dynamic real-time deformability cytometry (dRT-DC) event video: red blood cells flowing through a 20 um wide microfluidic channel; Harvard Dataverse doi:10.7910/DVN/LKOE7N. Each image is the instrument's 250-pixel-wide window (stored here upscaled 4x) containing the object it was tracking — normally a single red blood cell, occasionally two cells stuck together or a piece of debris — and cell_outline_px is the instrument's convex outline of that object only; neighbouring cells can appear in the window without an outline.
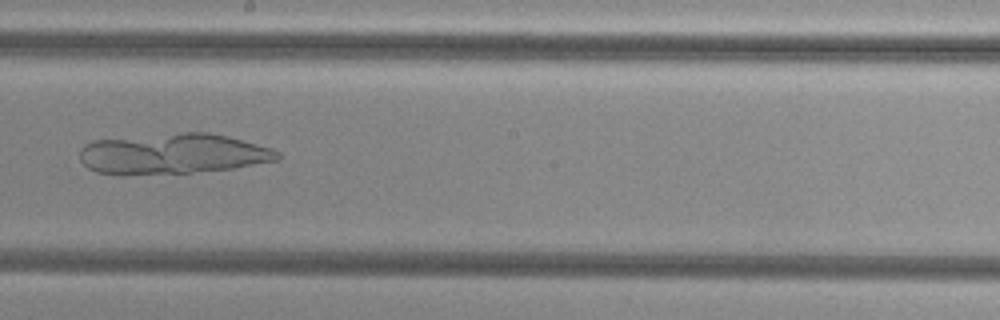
{"species": "common noctule bat (a hibernating species)", "species_latin": "Nyctalus noctula", "temperature_condition": "cold", "stored_images_in_passage": 49, "camera_frame_rate_fps": 3000, "um_per_image_px": 0.085, "animal": {"sex": "female", "body_mass_g": 29.2, "forearm_length_mm": 56.3}, "frame": {"image": 1, "passage_image": 28, "time_ms": 9.0, "image_size_px": [1000, 320], "cell_outline_px": [[280, 156], [276, 160], [232, 168], [192, 172], [124, 176], [96, 172], [88, 168], [80, 160], [80, 148], [84, 144], [92, 140], [184, 132], [208, 132], [228, 136], [272, 148], [280, 152]], "centroid_in_image_um": [14.64, 13.08], "position_along_channel_um": 233.6, "area_um2": 46.93}}